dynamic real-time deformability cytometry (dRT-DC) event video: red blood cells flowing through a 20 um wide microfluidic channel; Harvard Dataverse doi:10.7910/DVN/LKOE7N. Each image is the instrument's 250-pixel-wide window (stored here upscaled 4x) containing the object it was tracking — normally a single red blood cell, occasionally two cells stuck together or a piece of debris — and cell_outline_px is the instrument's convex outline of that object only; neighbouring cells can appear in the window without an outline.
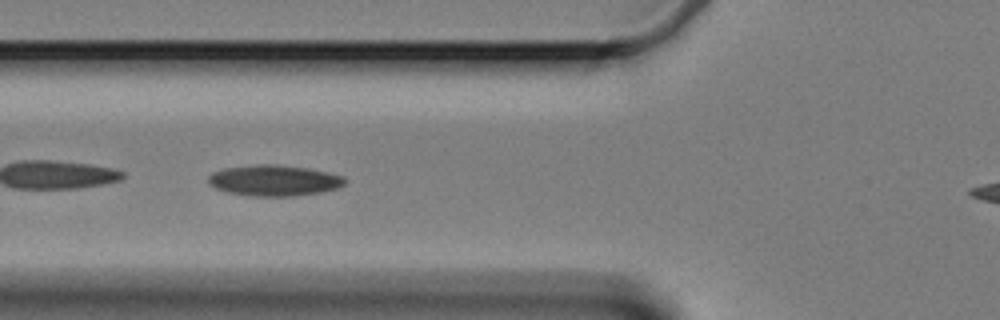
{"species": "Egyptian fruit bat (a non-hibernating species)", "species_latin": "Rousettus aegyptiacus", "temperature_condition": "cold", "stored_images_in_passage": 53, "camera_frame_rate_fps": 3000, "um_per_image_px": 0.085, "animal": {"sex": "female"}, "frame": {"image": 1, "passage_image": 21, "time_ms": 6.667, "image_size_px": [1000, 320], "cell_outline_px": [[348, 180], [344, 184], [336, 188], [320, 192], [292, 196], [248, 196], [228, 192], [216, 188], [208, 184], [208, 176], [212, 172], [224, 168], [256, 164], [276, 164], [308, 168], [344, 176]], "centroid_in_image_um": [23.28, 15.33], "position_along_channel_um": 102.5, "area_um2": 24.68}}
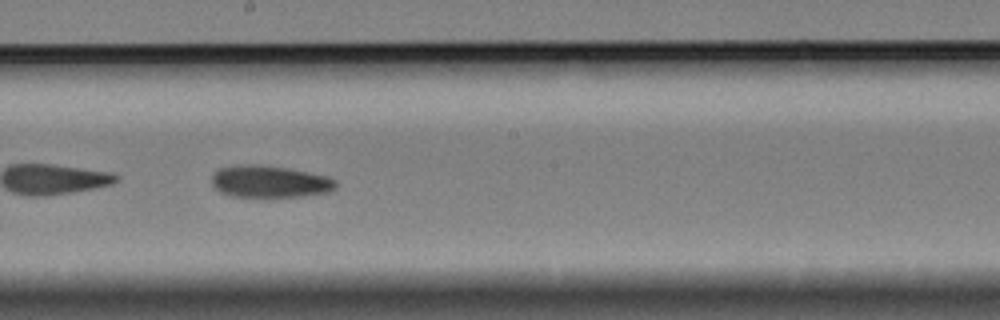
{"frame": {"image": 2, "passage_image": 32, "time_ms": 10.333, "image_size_px": [1000, 320], "cell_outline_px": [[336, 188], [328, 192], [272, 200], [232, 196], [220, 192], [212, 184], [212, 176], [220, 168], [244, 164], [260, 164], [288, 168], [328, 176], [336, 180]], "centroid_in_image_um": [22.93, 15.48], "position_along_channel_um": 225.3, "area_um2": 23.93}}
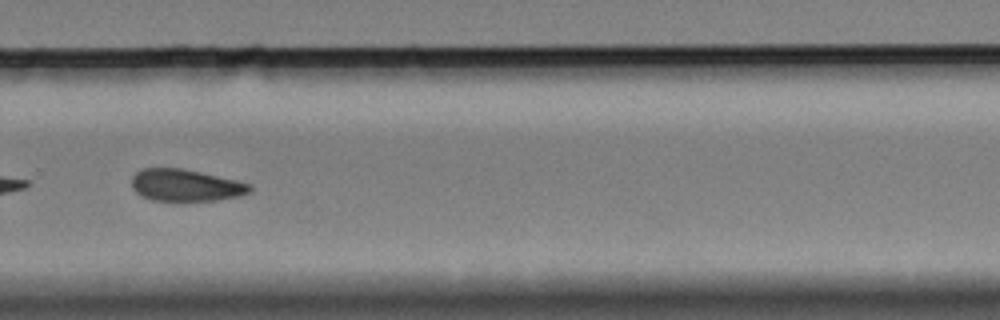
{"frame": {"image": 3, "passage_image": 40, "time_ms": 13.0, "image_size_px": [1000, 320], "cell_outline_px": [[252, 192], [240, 196], [216, 200], [184, 204], [152, 200], [140, 196], [132, 188], [132, 176], [140, 168], [180, 168], [200, 172], [236, 180], [252, 184]], "centroid_in_image_um": [15.77, 15.8], "position_along_channel_um": 314.0, "area_um2": 22.95}}